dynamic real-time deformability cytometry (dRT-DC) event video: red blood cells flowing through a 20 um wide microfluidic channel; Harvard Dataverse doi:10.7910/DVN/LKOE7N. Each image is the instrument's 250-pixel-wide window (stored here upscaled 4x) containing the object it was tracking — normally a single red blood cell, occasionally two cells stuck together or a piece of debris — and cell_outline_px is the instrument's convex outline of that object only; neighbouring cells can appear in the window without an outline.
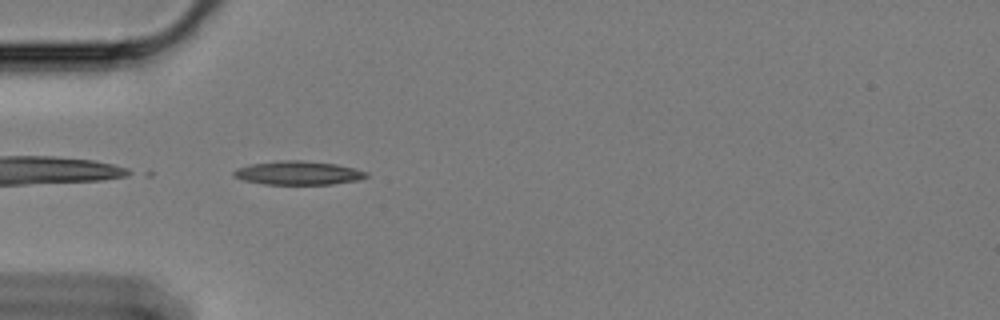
{"species": "Egyptian fruit bat (a non-hibernating species)", "species_latin": "Rousettus aegyptiacus", "temperature_condition": "cold", "stored_images_in_passage": 5, "camera_frame_rate_fps": 3000, "um_per_image_px": 0.085, "animal": {"sex": "female"}, "frame": {"image": 1, "passage_image": 2, "time_ms": 0.333, "image_size_px": [1000, 320], "cell_outline_px": [[368, 176], [360, 180], [332, 184], [264, 184], [244, 180], [232, 176], [232, 172], [236, 168], [252, 164], [280, 160], [300, 160], [336, 164], [356, 168], [368, 172]], "centroid_in_image_um": [25.36, 14.7], "position_along_channel_um": 59.6, "area_um2": 18.38}}
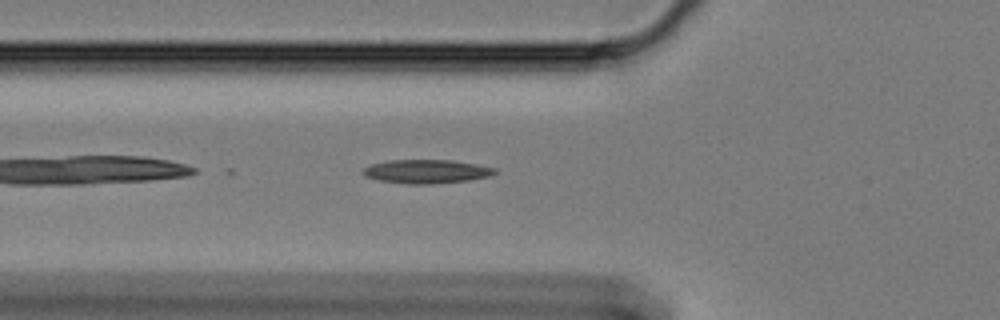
{"frame": {"image": 2, "passage_image": 5, "time_ms": 1.333, "image_size_px": [1000, 320], "cell_outline_px": [[496, 172], [488, 176], [468, 180], [428, 184], [408, 184], [380, 180], [364, 176], [360, 172], [364, 168], [372, 164], [388, 160], [452, 160], [476, 164], [496, 168]], "centroid_in_image_um": [36.21, 14.57], "position_along_channel_um": 89.6, "area_um2": 18.09}}